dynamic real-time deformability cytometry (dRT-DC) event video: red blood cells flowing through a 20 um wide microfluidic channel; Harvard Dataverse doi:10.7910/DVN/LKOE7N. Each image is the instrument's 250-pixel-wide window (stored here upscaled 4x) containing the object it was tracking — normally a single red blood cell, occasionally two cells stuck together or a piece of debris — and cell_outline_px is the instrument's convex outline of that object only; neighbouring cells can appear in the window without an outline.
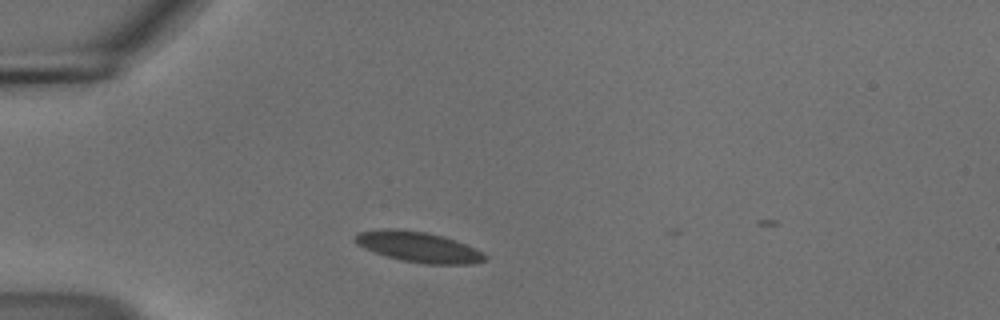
{"species": "common noctule bat (a hibernating species)", "species_latin": "Nyctalus noctula", "temperature_condition": "cold", "stored_images_in_passage": 2, "camera_frame_rate_fps": 3000, "um_per_image_px": 0.085, "animal": {"sex": "male", "body_mass_g": 18.8}, "frame": {"image": 1, "passage_image": 1, "time_ms": 0.0, "image_size_px": [1000, 320], "cell_outline_px": [[488, 256], [484, 260], [472, 264], [424, 264], [400, 260], [364, 248], [356, 244], [352, 240], [352, 236], [360, 232], [384, 228], [392, 228], [424, 232], [456, 240], [484, 252]], "centroid_in_image_um": [35.55, 20.99], "position_along_channel_um": 49.5, "area_um2": 23.0}}